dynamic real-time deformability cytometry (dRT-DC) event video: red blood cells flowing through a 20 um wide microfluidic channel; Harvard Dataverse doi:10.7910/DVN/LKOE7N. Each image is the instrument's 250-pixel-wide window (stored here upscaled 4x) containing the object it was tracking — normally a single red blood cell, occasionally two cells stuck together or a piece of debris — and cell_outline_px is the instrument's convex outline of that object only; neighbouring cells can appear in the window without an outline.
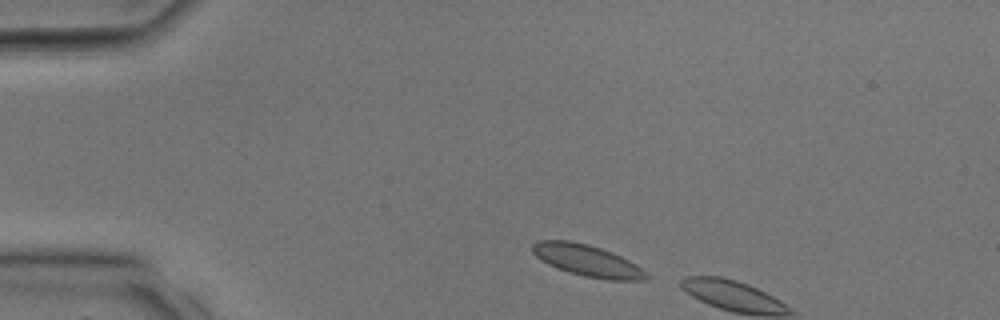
{"species": "common noctule bat (a hibernating species)", "species_latin": "Nyctalus noctula", "temperature_condition": "room temperature", "stored_images_in_passage": 2, "camera_frame_rate_fps": 3000, "um_per_image_px": 0.085, "animal": {"sex": "male", "body_mass_g": 17.9, "forearm_length_mm": 54.2}, "frame": {"image": 1, "passage_image": 1, "time_ms": 0.0, "image_size_px": [1000, 320], "cell_outline_px": [[652, 276], [648, 280], [608, 280], [584, 276], [568, 272], [556, 268], [540, 260], [532, 252], [532, 244], [536, 240], [568, 240], [588, 244], [612, 252], [636, 264], [648, 272]], "centroid_in_image_um": [49.94, 22.15], "position_along_channel_um": 35.1, "area_um2": 21.21}}